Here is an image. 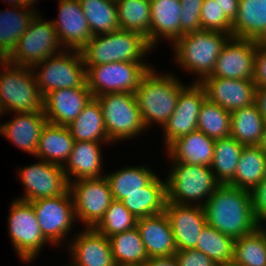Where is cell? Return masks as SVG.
Masks as SVG:
<instances>
[{
	"instance_id": "6da1fadb",
	"label": "cell",
	"mask_w": 266,
	"mask_h": 266,
	"mask_svg": "<svg viewBox=\"0 0 266 266\" xmlns=\"http://www.w3.org/2000/svg\"><path fill=\"white\" fill-rule=\"evenodd\" d=\"M203 208L207 224L234 240L260 226L254 217L249 190L220 184Z\"/></svg>"
},
{
	"instance_id": "7a4b0ae2",
	"label": "cell",
	"mask_w": 266,
	"mask_h": 266,
	"mask_svg": "<svg viewBox=\"0 0 266 266\" xmlns=\"http://www.w3.org/2000/svg\"><path fill=\"white\" fill-rule=\"evenodd\" d=\"M186 86L174 73H160L154 66L142 78L135 98L146 129L163 126L177 105L179 94Z\"/></svg>"
},
{
	"instance_id": "3957f363",
	"label": "cell",
	"mask_w": 266,
	"mask_h": 266,
	"mask_svg": "<svg viewBox=\"0 0 266 266\" xmlns=\"http://www.w3.org/2000/svg\"><path fill=\"white\" fill-rule=\"evenodd\" d=\"M230 37L224 32L203 29L184 34L171 45L174 61L188 73H194V82L200 83L212 74L216 60Z\"/></svg>"
},
{
	"instance_id": "277c9868",
	"label": "cell",
	"mask_w": 266,
	"mask_h": 266,
	"mask_svg": "<svg viewBox=\"0 0 266 266\" xmlns=\"http://www.w3.org/2000/svg\"><path fill=\"white\" fill-rule=\"evenodd\" d=\"M0 116L43 111V96L31 67L0 59Z\"/></svg>"
},
{
	"instance_id": "5b68a950",
	"label": "cell",
	"mask_w": 266,
	"mask_h": 266,
	"mask_svg": "<svg viewBox=\"0 0 266 266\" xmlns=\"http://www.w3.org/2000/svg\"><path fill=\"white\" fill-rule=\"evenodd\" d=\"M152 50L142 35L119 29L92 36L80 52L85 66H94L111 62H146L143 59Z\"/></svg>"
},
{
	"instance_id": "8992f818",
	"label": "cell",
	"mask_w": 266,
	"mask_h": 266,
	"mask_svg": "<svg viewBox=\"0 0 266 266\" xmlns=\"http://www.w3.org/2000/svg\"><path fill=\"white\" fill-rule=\"evenodd\" d=\"M170 164L171 170L166 176L168 202L203 207L220 185L210 166L179 162Z\"/></svg>"
},
{
	"instance_id": "52a82bcc",
	"label": "cell",
	"mask_w": 266,
	"mask_h": 266,
	"mask_svg": "<svg viewBox=\"0 0 266 266\" xmlns=\"http://www.w3.org/2000/svg\"><path fill=\"white\" fill-rule=\"evenodd\" d=\"M95 98L101 106L105 129L112 144L134 139L146 131L134 93H106Z\"/></svg>"
},
{
	"instance_id": "ba28073f",
	"label": "cell",
	"mask_w": 266,
	"mask_h": 266,
	"mask_svg": "<svg viewBox=\"0 0 266 266\" xmlns=\"http://www.w3.org/2000/svg\"><path fill=\"white\" fill-rule=\"evenodd\" d=\"M32 70L43 97L55 89L88 87L86 66L79 50L65 49L34 65Z\"/></svg>"
},
{
	"instance_id": "9c48e42d",
	"label": "cell",
	"mask_w": 266,
	"mask_h": 266,
	"mask_svg": "<svg viewBox=\"0 0 266 266\" xmlns=\"http://www.w3.org/2000/svg\"><path fill=\"white\" fill-rule=\"evenodd\" d=\"M7 222L8 235L20 261L34 262L46 244L52 245L44 237L30 202L14 199Z\"/></svg>"
},
{
	"instance_id": "30bf717a",
	"label": "cell",
	"mask_w": 266,
	"mask_h": 266,
	"mask_svg": "<svg viewBox=\"0 0 266 266\" xmlns=\"http://www.w3.org/2000/svg\"><path fill=\"white\" fill-rule=\"evenodd\" d=\"M42 17L39 13L33 18L15 49L6 58L7 61L32 68L46 58L65 50L52 21L43 20Z\"/></svg>"
},
{
	"instance_id": "8fae6325",
	"label": "cell",
	"mask_w": 266,
	"mask_h": 266,
	"mask_svg": "<svg viewBox=\"0 0 266 266\" xmlns=\"http://www.w3.org/2000/svg\"><path fill=\"white\" fill-rule=\"evenodd\" d=\"M151 67L147 62H111L86 66L87 86L93 97L106 93H134Z\"/></svg>"
},
{
	"instance_id": "7c38bea8",
	"label": "cell",
	"mask_w": 266,
	"mask_h": 266,
	"mask_svg": "<svg viewBox=\"0 0 266 266\" xmlns=\"http://www.w3.org/2000/svg\"><path fill=\"white\" fill-rule=\"evenodd\" d=\"M75 218L84 225L94 228L103 218L113 201L106 177L82 178L69 183Z\"/></svg>"
},
{
	"instance_id": "4fadbf2b",
	"label": "cell",
	"mask_w": 266,
	"mask_h": 266,
	"mask_svg": "<svg viewBox=\"0 0 266 266\" xmlns=\"http://www.w3.org/2000/svg\"><path fill=\"white\" fill-rule=\"evenodd\" d=\"M44 237L54 246L69 237L75 226L74 203L70 190L56 197L40 198L30 202Z\"/></svg>"
},
{
	"instance_id": "5bb4252c",
	"label": "cell",
	"mask_w": 266,
	"mask_h": 266,
	"mask_svg": "<svg viewBox=\"0 0 266 266\" xmlns=\"http://www.w3.org/2000/svg\"><path fill=\"white\" fill-rule=\"evenodd\" d=\"M17 169L18 178L25 187L24 196L17 197L18 200L31 202L56 197L69 190V182L61 165L39 159L35 164Z\"/></svg>"
},
{
	"instance_id": "9a60e30c",
	"label": "cell",
	"mask_w": 266,
	"mask_h": 266,
	"mask_svg": "<svg viewBox=\"0 0 266 266\" xmlns=\"http://www.w3.org/2000/svg\"><path fill=\"white\" fill-rule=\"evenodd\" d=\"M205 99V89L200 83H189L181 90L174 112L161 127L165 147L175 139L197 130L199 111Z\"/></svg>"
},
{
	"instance_id": "2e32d148",
	"label": "cell",
	"mask_w": 266,
	"mask_h": 266,
	"mask_svg": "<svg viewBox=\"0 0 266 266\" xmlns=\"http://www.w3.org/2000/svg\"><path fill=\"white\" fill-rule=\"evenodd\" d=\"M257 41L230 37L207 77L253 80Z\"/></svg>"
},
{
	"instance_id": "e0dca14e",
	"label": "cell",
	"mask_w": 266,
	"mask_h": 266,
	"mask_svg": "<svg viewBox=\"0 0 266 266\" xmlns=\"http://www.w3.org/2000/svg\"><path fill=\"white\" fill-rule=\"evenodd\" d=\"M164 212L169 219L177 251L195 249L199 234L207 225L204 208L167 201Z\"/></svg>"
},
{
	"instance_id": "ac0fdd59",
	"label": "cell",
	"mask_w": 266,
	"mask_h": 266,
	"mask_svg": "<svg viewBox=\"0 0 266 266\" xmlns=\"http://www.w3.org/2000/svg\"><path fill=\"white\" fill-rule=\"evenodd\" d=\"M70 266H117L107 237L95 228L84 227L67 245Z\"/></svg>"
},
{
	"instance_id": "d6986e66",
	"label": "cell",
	"mask_w": 266,
	"mask_h": 266,
	"mask_svg": "<svg viewBox=\"0 0 266 266\" xmlns=\"http://www.w3.org/2000/svg\"><path fill=\"white\" fill-rule=\"evenodd\" d=\"M200 84L209 101L230 112L255 102L254 80L205 77Z\"/></svg>"
},
{
	"instance_id": "ffe728a7",
	"label": "cell",
	"mask_w": 266,
	"mask_h": 266,
	"mask_svg": "<svg viewBox=\"0 0 266 266\" xmlns=\"http://www.w3.org/2000/svg\"><path fill=\"white\" fill-rule=\"evenodd\" d=\"M58 16L51 20L66 50H81L92 38L79 0H58Z\"/></svg>"
},
{
	"instance_id": "44dd1931",
	"label": "cell",
	"mask_w": 266,
	"mask_h": 266,
	"mask_svg": "<svg viewBox=\"0 0 266 266\" xmlns=\"http://www.w3.org/2000/svg\"><path fill=\"white\" fill-rule=\"evenodd\" d=\"M88 87L55 89L43 98V111L47 122L58 126H68L92 99Z\"/></svg>"
},
{
	"instance_id": "7402d4cb",
	"label": "cell",
	"mask_w": 266,
	"mask_h": 266,
	"mask_svg": "<svg viewBox=\"0 0 266 266\" xmlns=\"http://www.w3.org/2000/svg\"><path fill=\"white\" fill-rule=\"evenodd\" d=\"M16 114V115H15ZM44 111L32 113H14L8 122L0 124V135L11 141L23 152L35 157L38 149L40 133L46 125Z\"/></svg>"
},
{
	"instance_id": "603a6c76",
	"label": "cell",
	"mask_w": 266,
	"mask_h": 266,
	"mask_svg": "<svg viewBox=\"0 0 266 266\" xmlns=\"http://www.w3.org/2000/svg\"><path fill=\"white\" fill-rule=\"evenodd\" d=\"M136 227L145 245L148 259L168 257L177 252L173 231L165 212L137 219Z\"/></svg>"
},
{
	"instance_id": "cb8c5ba5",
	"label": "cell",
	"mask_w": 266,
	"mask_h": 266,
	"mask_svg": "<svg viewBox=\"0 0 266 266\" xmlns=\"http://www.w3.org/2000/svg\"><path fill=\"white\" fill-rule=\"evenodd\" d=\"M214 144L215 139L196 130L175 139L165 150L171 162L210 166L214 155Z\"/></svg>"
},
{
	"instance_id": "d4e9b609",
	"label": "cell",
	"mask_w": 266,
	"mask_h": 266,
	"mask_svg": "<svg viewBox=\"0 0 266 266\" xmlns=\"http://www.w3.org/2000/svg\"><path fill=\"white\" fill-rule=\"evenodd\" d=\"M102 142L75 141L68 161L63 166L68 182L82 178H100L103 174ZM74 178V179H73Z\"/></svg>"
},
{
	"instance_id": "484cf974",
	"label": "cell",
	"mask_w": 266,
	"mask_h": 266,
	"mask_svg": "<svg viewBox=\"0 0 266 266\" xmlns=\"http://www.w3.org/2000/svg\"><path fill=\"white\" fill-rule=\"evenodd\" d=\"M151 24L148 44L154 48L164 38L170 44L180 38V0H150Z\"/></svg>"
},
{
	"instance_id": "4316f807",
	"label": "cell",
	"mask_w": 266,
	"mask_h": 266,
	"mask_svg": "<svg viewBox=\"0 0 266 266\" xmlns=\"http://www.w3.org/2000/svg\"><path fill=\"white\" fill-rule=\"evenodd\" d=\"M232 37L266 41V2L239 0L238 14L232 23Z\"/></svg>"
},
{
	"instance_id": "83f0119b",
	"label": "cell",
	"mask_w": 266,
	"mask_h": 266,
	"mask_svg": "<svg viewBox=\"0 0 266 266\" xmlns=\"http://www.w3.org/2000/svg\"><path fill=\"white\" fill-rule=\"evenodd\" d=\"M10 8L13 9L0 10V59H6L12 53L33 18L39 13L38 9L30 7Z\"/></svg>"
},
{
	"instance_id": "f1b7e54d",
	"label": "cell",
	"mask_w": 266,
	"mask_h": 266,
	"mask_svg": "<svg viewBox=\"0 0 266 266\" xmlns=\"http://www.w3.org/2000/svg\"><path fill=\"white\" fill-rule=\"evenodd\" d=\"M74 142L66 126L47 122L40 133L35 157L48 163L64 166L70 157Z\"/></svg>"
},
{
	"instance_id": "f546056e",
	"label": "cell",
	"mask_w": 266,
	"mask_h": 266,
	"mask_svg": "<svg viewBox=\"0 0 266 266\" xmlns=\"http://www.w3.org/2000/svg\"><path fill=\"white\" fill-rule=\"evenodd\" d=\"M121 202L137 219L163 213L167 202L166 178L157 175L143 190L127 194Z\"/></svg>"
},
{
	"instance_id": "4dcf8cb0",
	"label": "cell",
	"mask_w": 266,
	"mask_h": 266,
	"mask_svg": "<svg viewBox=\"0 0 266 266\" xmlns=\"http://www.w3.org/2000/svg\"><path fill=\"white\" fill-rule=\"evenodd\" d=\"M67 128L75 141H95L108 145L112 143L105 129L101 106L95 97H92Z\"/></svg>"
},
{
	"instance_id": "1f68e13d",
	"label": "cell",
	"mask_w": 266,
	"mask_h": 266,
	"mask_svg": "<svg viewBox=\"0 0 266 266\" xmlns=\"http://www.w3.org/2000/svg\"><path fill=\"white\" fill-rule=\"evenodd\" d=\"M266 177V153L257 145L244 146L234 179L228 184L251 191Z\"/></svg>"
},
{
	"instance_id": "d6a6232c",
	"label": "cell",
	"mask_w": 266,
	"mask_h": 266,
	"mask_svg": "<svg viewBox=\"0 0 266 266\" xmlns=\"http://www.w3.org/2000/svg\"><path fill=\"white\" fill-rule=\"evenodd\" d=\"M230 136L244 146L258 145L266 121L256 103L230 112Z\"/></svg>"
},
{
	"instance_id": "836d02e7",
	"label": "cell",
	"mask_w": 266,
	"mask_h": 266,
	"mask_svg": "<svg viewBox=\"0 0 266 266\" xmlns=\"http://www.w3.org/2000/svg\"><path fill=\"white\" fill-rule=\"evenodd\" d=\"M132 166V167H131ZM127 166L105 174L110 185L113 200L121 201L127 194L143 190L157 174L146 165Z\"/></svg>"
},
{
	"instance_id": "e575fe53",
	"label": "cell",
	"mask_w": 266,
	"mask_h": 266,
	"mask_svg": "<svg viewBox=\"0 0 266 266\" xmlns=\"http://www.w3.org/2000/svg\"><path fill=\"white\" fill-rule=\"evenodd\" d=\"M243 148L244 145L231 136L215 140L210 167L219 184L228 185L234 179Z\"/></svg>"
},
{
	"instance_id": "d590c367",
	"label": "cell",
	"mask_w": 266,
	"mask_h": 266,
	"mask_svg": "<svg viewBox=\"0 0 266 266\" xmlns=\"http://www.w3.org/2000/svg\"><path fill=\"white\" fill-rule=\"evenodd\" d=\"M117 265H144L148 260L145 245L135 226L108 238Z\"/></svg>"
},
{
	"instance_id": "8d00e7d4",
	"label": "cell",
	"mask_w": 266,
	"mask_h": 266,
	"mask_svg": "<svg viewBox=\"0 0 266 266\" xmlns=\"http://www.w3.org/2000/svg\"><path fill=\"white\" fill-rule=\"evenodd\" d=\"M92 36L120 29L116 2L112 0H79Z\"/></svg>"
},
{
	"instance_id": "74e56055",
	"label": "cell",
	"mask_w": 266,
	"mask_h": 266,
	"mask_svg": "<svg viewBox=\"0 0 266 266\" xmlns=\"http://www.w3.org/2000/svg\"><path fill=\"white\" fill-rule=\"evenodd\" d=\"M118 22L121 30H127L150 39V0H117Z\"/></svg>"
},
{
	"instance_id": "f35d334b",
	"label": "cell",
	"mask_w": 266,
	"mask_h": 266,
	"mask_svg": "<svg viewBox=\"0 0 266 266\" xmlns=\"http://www.w3.org/2000/svg\"><path fill=\"white\" fill-rule=\"evenodd\" d=\"M232 262L239 266H266V226L234 240Z\"/></svg>"
},
{
	"instance_id": "ab89813d",
	"label": "cell",
	"mask_w": 266,
	"mask_h": 266,
	"mask_svg": "<svg viewBox=\"0 0 266 266\" xmlns=\"http://www.w3.org/2000/svg\"><path fill=\"white\" fill-rule=\"evenodd\" d=\"M195 249L204 253L218 265L231 263L234 239L207 224L199 234Z\"/></svg>"
},
{
	"instance_id": "60d3db41",
	"label": "cell",
	"mask_w": 266,
	"mask_h": 266,
	"mask_svg": "<svg viewBox=\"0 0 266 266\" xmlns=\"http://www.w3.org/2000/svg\"><path fill=\"white\" fill-rule=\"evenodd\" d=\"M230 124V111L206 98L199 111L197 130L215 140L222 139L230 136Z\"/></svg>"
},
{
	"instance_id": "b9f144b4",
	"label": "cell",
	"mask_w": 266,
	"mask_h": 266,
	"mask_svg": "<svg viewBox=\"0 0 266 266\" xmlns=\"http://www.w3.org/2000/svg\"><path fill=\"white\" fill-rule=\"evenodd\" d=\"M137 218L124 206L121 201L113 200L103 218L94 227L105 237L109 238L136 226Z\"/></svg>"
},
{
	"instance_id": "7bdbcfd3",
	"label": "cell",
	"mask_w": 266,
	"mask_h": 266,
	"mask_svg": "<svg viewBox=\"0 0 266 266\" xmlns=\"http://www.w3.org/2000/svg\"><path fill=\"white\" fill-rule=\"evenodd\" d=\"M203 30L218 31L232 37V22L225 16L223 9L215 0H204L200 13Z\"/></svg>"
},
{
	"instance_id": "ee69618b",
	"label": "cell",
	"mask_w": 266,
	"mask_h": 266,
	"mask_svg": "<svg viewBox=\"0 0 266 266\" xmlns=\"http://www.w3.org/2000/svg\"><path fill=\"white\" fill-rule=\"evenodd\" d=\"M204 0H180V37L202 29L200 13Z\"/></svg>"
},
{
	"instance_id": "f6af8a7d",
	"label": "cell",
	"mask_w": 266,
	"mask_h": 266,
	"mask_svg": "<svg viewBox=\"0 0 266 266\" xmlns=\"http://www.w3.org/2000/svg\"><path fill=\"white\" fill-rule=\"evenodd\" d=\"M250 193L254 217L260 226H266V177Z\"/></svg>"
},
{
	"instance_id": "bcb514c9",
	"label": "cell",
	"mask_w": 266,
	"mask_h": 266,
	"mask_svg": "<svg viewBox=\"0 0 266 266\" xmlns=\"http://www.w3.org/2000/svg\"><path fill=\"white\" fill-rule=\"evenodd\" d=\"M174 256L178 266H220L196 249L177 251Z\"/></svg>"
},
{
	"instance_id": "7dc6e473",
	"label": "cell",
	"mask_w": 266,
	"mask_h": 266,
	"mask_svg": "<svg viewBox=\"0 0 266 266\" xmlns=\"http://www.w3.org/2000/svg\"><path fill=\"white\" fill-rule=\"evenodd\" d=\"M253 80L257 88L266 87V41H257Z\"/></svg>"
},
{
	"instance_id": "c3c4849f",
	"label": "cell",
	"mask_w": 266,
	"mask_h": 266,
	"mask_svg": "<svg viewBox=\"0 0 266 266\" xmlns=\"http://www.w3.org/2000/svg\"><path fill=\"white\" fill-rule=\"evenodd\" d=\"M225 16L233 23L238 14L239 0H215Z\"/></svg>"
},
{
	"instance_id": "681fc988",
	"label": "cell",
	"mask_w": 266,
	"mask_h": 266,
	"mask_svg": "<svg viewBox=\"0 0 266 266\" xmlns=\"http://www.w3.org/2000/svg\"><path fill=\"white\" fill-rule=\"evenodd\" d=\"M144 266H178L174 255L168 257H153L149 258Z\"/></svg>"
},
{
	"instance_id": "f907efd6",
	"label": "cell",
	"mask_w": 266,
	"mask_h": 266,
	"mask_svg": "<svg viewBox=\"0 0 266 266\" xmlns=\"http://www.w3.org/2000/svg\"><path fill=\"white\" fill-rule=\"evenodd\" d=\"M255 103L258 107L259 112L266 121V87L256 88Z\"/></svg>"
},
{
	"instance_id": "816d5d0a",
	"label": "cell",
	"mask_w": 266,
	"mask_h": 266,
	"mask_svg": "<svg viewBox=\"0 0 266 266\" xmlns=\"http://www.w3.org/2000/svg\"><path fill=\"white\" fill-rule=\"evenodd\" d=\"M4 1V0H3ZM5 3H8L9 6H17V7H30L35 8L33 5L38 3L37 0H5Z\"/></svg>"
},
{
	"instance_id": "f5cc1de1",
	"label": "cell",
	"mask_w": 266,
	"mask_h": 266,
	"mask_svg": "<svg viewBox=\"0 0 266 266\" xmlns=\"http://www.w3.org/2000/svg\"><path fill=\"white\" fill-rule=\"evenodd\" d=\"M264 153H266V124L261 135L260 142L257 145Z\"/></svg>"
},
{
	"instance_id": "db71d44e",
	"label": "cell",
	"mask_w": 266,
	"mask_h": 266,
	"mask_svg": "<svg viewBox=\"0 0 266 266\" xmlns=\"http://www.w3.org/2000/svg\"><path fill=\"white\" fill-rule=\"evenodd\" d=\"M220 266H239V265H235L233 262H231V263L223 264Z\"/></svg>"
},
{
	"instance_id": "11a10c76",
	"label": "cell",
	"mask_w": 266,
	"mask_h": 266,
	"mask_svg": "<svg viewBox=\"0 0 266 266\" xmlns=\"http://www.w3.org/2000/svg\"><path fill=\"white\" fill-rule=\"evenodd\" d=\"M117 266H144V265H117Z\"/></svg>"
}]
</instances>
